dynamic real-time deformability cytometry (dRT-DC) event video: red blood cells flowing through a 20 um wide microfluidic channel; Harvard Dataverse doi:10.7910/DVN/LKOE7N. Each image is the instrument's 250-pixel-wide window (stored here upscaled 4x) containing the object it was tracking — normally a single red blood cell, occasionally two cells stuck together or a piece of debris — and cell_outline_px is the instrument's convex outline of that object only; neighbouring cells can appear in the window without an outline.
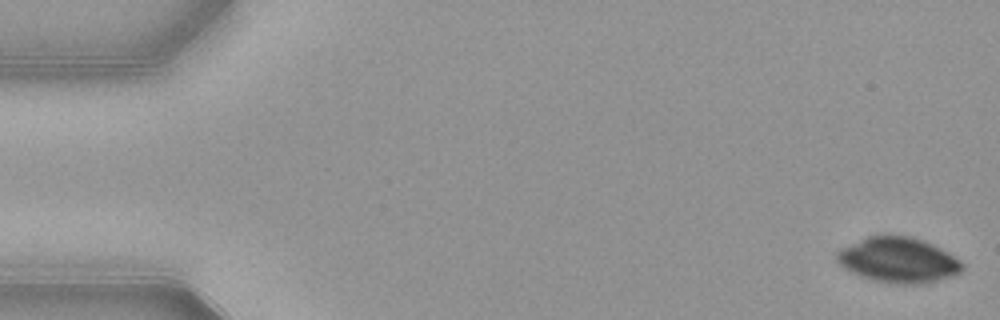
{"species": "common noctule bat (a hibernating species)", "species_latin": "Nyctalus noctula", "temperature_condition": "warm", "stored_images_in_passage": 53, "camera_frame_rate_fps": 3000, "um_per_image_px": 0.085, "animal": {"sex": "female", "body_mass_g": 21.9}, "frame": {"image": 1, "passage_image": 1, "time_ms": 0.0, "image_size_px": [1000, 320], "cell_outline_px": [[964, 268], [960, 272], [952, 276], [928, 284], [896, 284], [872, 280], [860, 276], [844, 268], [836, 260], [836, 252], [840, 248], [868, 236], [884, 232], [912, 236], [924, 240], [948, 252], [960, 260], [964, 264]], "centroid_in_image_um": [76.36, 22.08], "position_along_channel_um": 8.6, "area_um2": 33.93}}
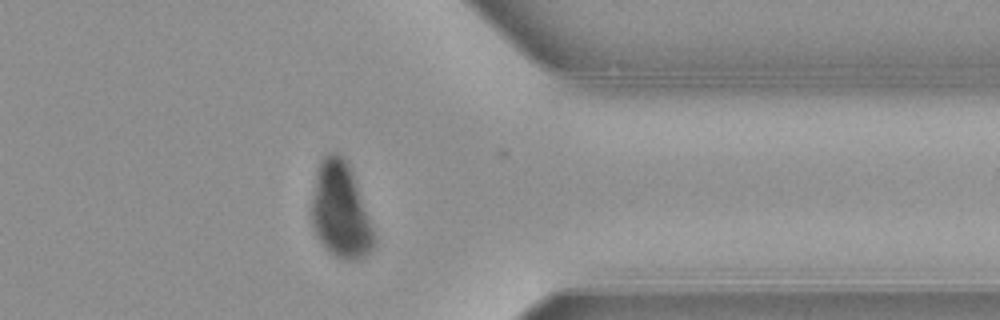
{"frame": {"image": 2, "passage_image": 42, "time_ms": 13.667, "image_size_px": [1000, 320], "cell_outline_px": [[376, 248], [364, 256], [356, 260], [340, 260], [332, 256], [324, 248], [316, 236], [312, 228], [312, 196], [316, 176], [320, 160], [324, 156], [332, 152], [336, 152], [348, 164], [352, 172], [376, 236]], "centroid_in_image_um": [28.95, 17.98], "position_along_channel_um": 382.5, "area_um2": 34.97}}
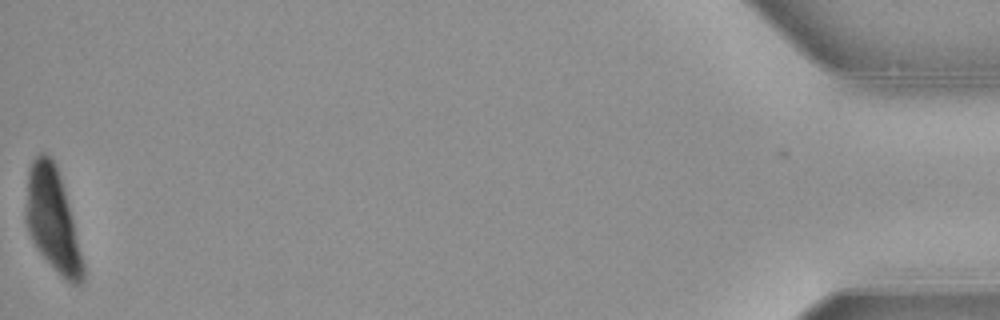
{"frame": {"image": 3, "passage_image": 53, "time_ms": 17.333, "image_size_px": [1000, 320], "cell_outline_px": [[84, 280], [80, 284], [72, 284], [36, 248], [28, 232], [24, 220], [24, 212], [28, 168], [32, 160], [40, 152], [44, 152], [52, 156], [56, 164], [64, 188], [72, 216], [84, 264]], "centroid_in_image_um": [4.43, 18.6], "position_along_channel_um": 430.8, "area_um2": 34.33}}